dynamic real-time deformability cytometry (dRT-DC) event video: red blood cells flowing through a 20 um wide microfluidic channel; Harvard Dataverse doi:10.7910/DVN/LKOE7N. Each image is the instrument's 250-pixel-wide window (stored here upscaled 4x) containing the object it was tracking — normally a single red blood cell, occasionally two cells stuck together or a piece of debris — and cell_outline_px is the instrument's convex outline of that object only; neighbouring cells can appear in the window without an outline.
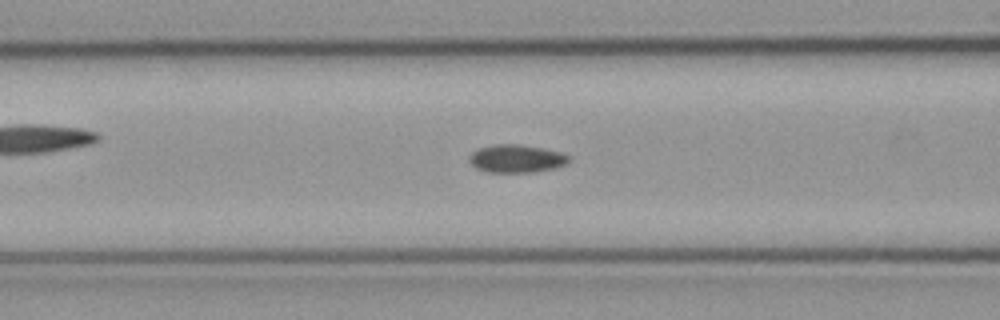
{"species": "common noctule bat (a hibernating species)", "species_latin": "Nyctalus noctula", "temperature_condition": "cold", "stored_images_in_passage": 8, "camera_frame_rate_fps": 3000, "um_per_image_px": 0.085, "animal": {"sex": "male", "body_mass_g": 23.1, "forearm_length_mm": 52.7}, "frame": {"image": 1, "passage_image": 6, "time_ms": 1.667, "image_size_px": [1000, 320], "cell_outline_px": [[572, 156], [564, 164], [552, 168], [532, 172], [488, 172], [476, 168], [468, 160], [468, 156], [476, 148], [496, 144], [520, 144], [544, 148], [560, 152]], "centroid_in_image_um": [43.85, 13.46], "position_along_channel_um": 122.8, "area_um2": 16.24}}